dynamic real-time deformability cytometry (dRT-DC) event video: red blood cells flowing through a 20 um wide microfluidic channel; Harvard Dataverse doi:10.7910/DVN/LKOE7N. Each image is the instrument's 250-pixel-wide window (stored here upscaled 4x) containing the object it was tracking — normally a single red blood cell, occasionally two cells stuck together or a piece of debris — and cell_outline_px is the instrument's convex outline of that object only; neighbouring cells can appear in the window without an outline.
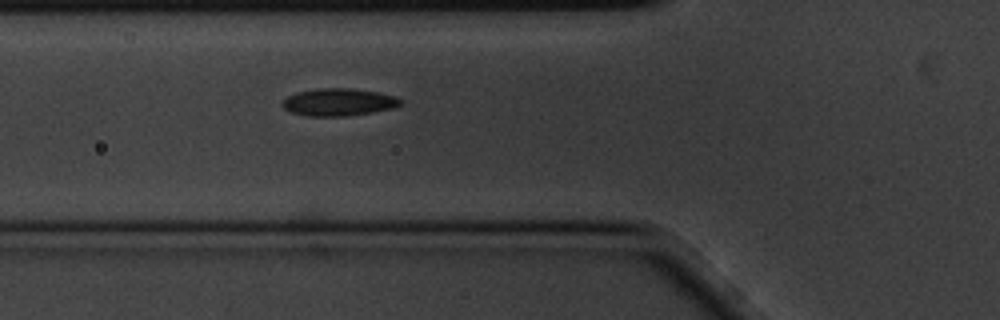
{"species": "common noctule bat (a hibernating species)", "species_latin": "Nyctalus noctula", "temperature_condition": "cold", "stored_images_in_passage": 3, "camera_frame_rate_fps": 3000, "um_per_image_px": 0.085, "animal": {"sex": "male", "body_mass_g": 20.1, "forearm_length_mm": 53.5}, "frame": {"image": 1, "passage_image": 3, "time_ms": 0.667, "image_size_px": [1000, 320], "cell_outline_px": [[404, 104], [392, 108], [372, 112], [348, 116], [308, 116], [292, 112], [284, 108], [280, 104], [288, 96], [296, 92], [316, 88], [348, 88], [376, 92], [396, 96], [404, 100]], "centroid_in_image_um": [28.81, 8.68], "position_along_channel_um": 97.0, "area_um2": 18.96}}